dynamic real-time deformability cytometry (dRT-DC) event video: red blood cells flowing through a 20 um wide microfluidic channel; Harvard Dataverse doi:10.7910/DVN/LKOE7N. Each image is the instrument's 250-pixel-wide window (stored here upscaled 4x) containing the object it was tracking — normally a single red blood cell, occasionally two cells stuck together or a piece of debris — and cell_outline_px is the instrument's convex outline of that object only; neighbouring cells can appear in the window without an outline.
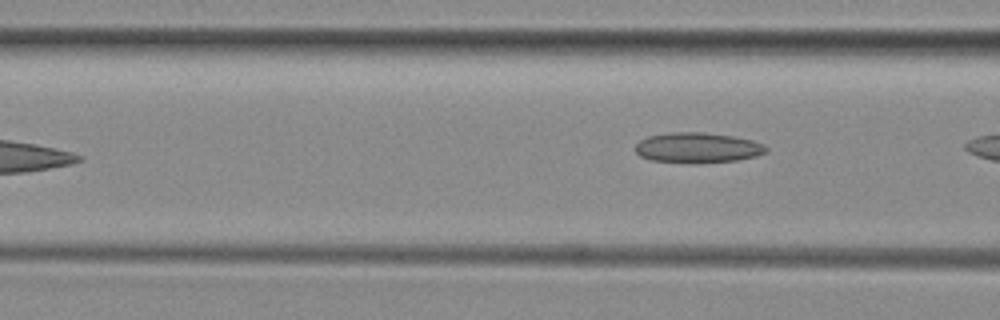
{"species": "common noctule bat (a hibernating species)", "species_latin": "Nyctalus noctula", "temperature_condition": "room temperature", "stored_images_in_passage": 4, "camera_frame_rate_fps": 3000, "um_per_image_px": 0.085, "animal": {"sex": "female", "body_mass_g": 29.2, "forearm_length_mm": 56.3}, "frame": {"image": 1, "passage_image": 4, "time_ms": 3.667, "image_size_px": [1000, 320], "cell_outline_px": [[768, 152], [756, 156], [736, 160], [688, 164], [652, 160], [640, 156], [636, 152], [636, 144], [640, 140], [648, 136], [668, 132], [704, 132], [732, 136], [752, 140], [764, 144], [768, 148]], "centroid_in_image_um": [59.3, 12.56], "position_along_channel_um": 107.3, "area_um2": 23.29}}